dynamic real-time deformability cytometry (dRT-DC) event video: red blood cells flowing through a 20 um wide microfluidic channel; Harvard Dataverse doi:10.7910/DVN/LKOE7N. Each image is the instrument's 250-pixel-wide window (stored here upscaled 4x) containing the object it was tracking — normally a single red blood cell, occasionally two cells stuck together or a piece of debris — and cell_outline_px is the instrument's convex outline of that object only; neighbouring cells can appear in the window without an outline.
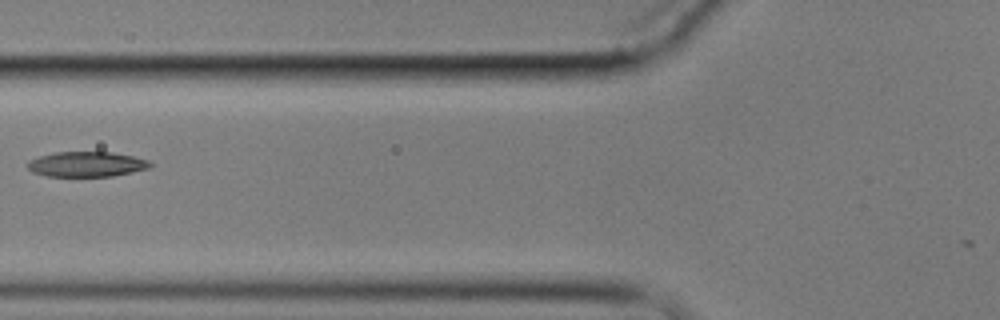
{"species": "common noctule bat (a hibernating species)", "species_latin": "Nyctalus noctula", "temperature_condition": "cold", "stored_images_in_passage": 2, "camera_frame_rate_fps": 3000, "um_per_image_px": 0.085, "animal": {"sex": "male", "body_mass_g": 17.9}, "frame": {"image": 1, "passage_image": 2, "time_ms": 1.333, "image_size_px": [1000, 320], "cell_outline_px": [[152, 164], [148, 168], [132, 172], [112, 176], [48, 176], [32, 172], [28, 168], [28, 160], [40, 156], [56, 152], [112, 152], [132, 156], [148, 160]], "centroid_in_image_um": [7.35, 13.95], "position_along_channel_um": 118.5, "area_um2": 17.8}}